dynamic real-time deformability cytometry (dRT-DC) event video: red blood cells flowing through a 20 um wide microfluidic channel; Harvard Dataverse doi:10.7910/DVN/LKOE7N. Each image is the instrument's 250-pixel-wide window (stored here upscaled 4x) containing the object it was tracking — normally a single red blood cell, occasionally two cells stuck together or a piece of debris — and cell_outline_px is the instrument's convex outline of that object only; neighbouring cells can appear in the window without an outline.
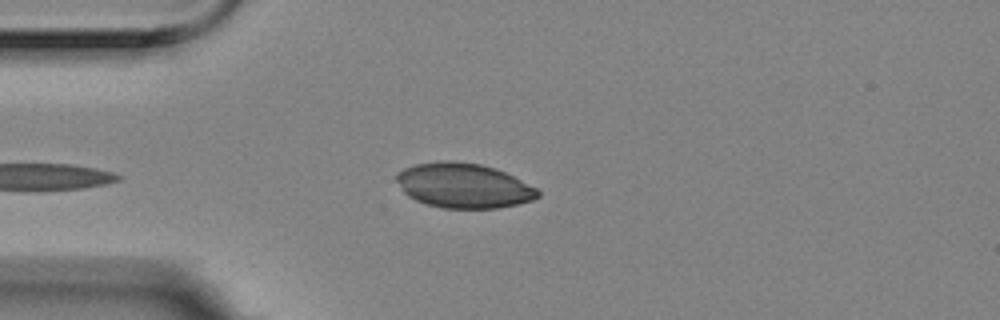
{"species": "Egyptian fruit bat (a non-hibernating species)", "species_latin": "Rousettus aegyptiacus", "temperature_condition": "room temperature", "stored_images_in_passage": 3, "camera_frame_rate_fps": 3000, "um_per_image_px": 0.085, "animal": {"sex": "female"}, "frame": {"image": 1, "passage_image": 3, "time_ms": 0.667, "image_size_px": [1000, 320], "cell_outline_px": [[540, 196], [532, 200], [516, 204], [496, 208], [444, 208], [428, 204], [416, 200], [408, 196], [404, 192], [396, 180], [396, 172], [404, 168], [416, 164], [444, 160], [452, 160], [480, 164], [496, 168], [536, 188], [540, 192]], "centroid_in_image_um": [39.38, 15.76], "position_along_channel_um": 45.6, "area_um2": 36.7}}